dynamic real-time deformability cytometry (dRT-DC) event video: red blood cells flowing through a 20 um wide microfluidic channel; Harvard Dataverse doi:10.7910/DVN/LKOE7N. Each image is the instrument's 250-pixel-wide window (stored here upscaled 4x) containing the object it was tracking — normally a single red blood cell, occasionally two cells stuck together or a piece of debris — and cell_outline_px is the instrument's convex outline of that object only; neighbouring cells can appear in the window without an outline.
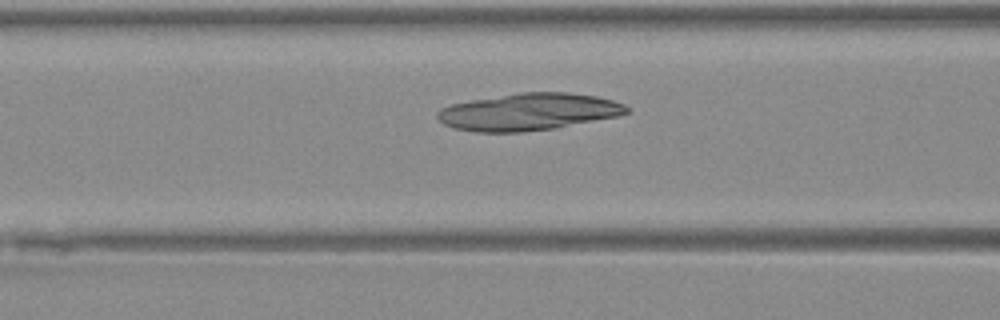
{"species": "Egyptian fruit bat (a non-hibernating species)", "species_latin": "Rousettus aegyptiacus", "temperature_condition": "warm", "stored_images_in_passage": 44, "camera_frame_rate_fps": 3000, "um_per_image_px": 0.085, "animal": {"sex": "female"}, "frame": {"image": 1, "passage_image": 16, "time_ms": 5.0, "image_size_px": [1000, 320], "cell_outline_px": [[628, 112], [616, 116], [552, 128], [520, 132], [476, 132], [452, 128], [444, 124], [436, 116], [436, 112], [440, 108], [452, 104], [472, 100], [520, 92], [568, 92], [596, 96], [612, 100], [624, 104], [628, 108]], "centroid_in_image_um": [44.87, 9.5], "position_along_channel_um": 121.7, "area_um2": 40.52}}
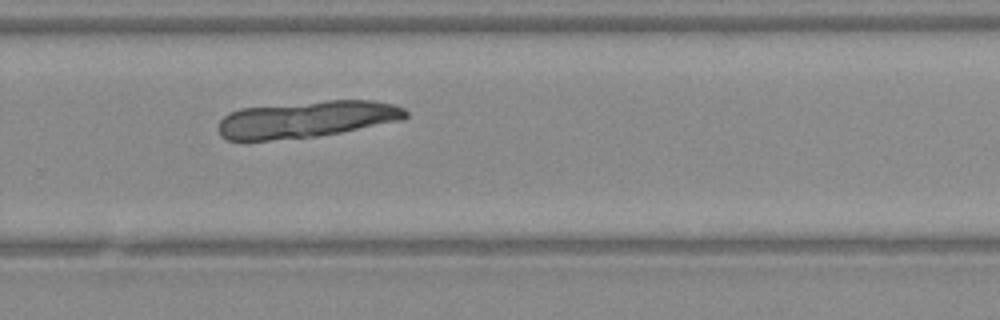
{"frame": {"image": 2, "passage_image": 29, "time_ms": 9.333, "image_size_px": [1000, 320], "cell_outline_px": [[408, 116], [404, 120], [320, 136], [268, 140], [228, 140], [220, 136], [216, 128], [220, 120], [224, 116], [240, 108], [324, 100], [372, 100], [396, 104], [404, 108], [408, 112]], "centroid_in_image_um": [26.09, 10.13], "position_along_channel_um": 303.7, "area_um2": 40.46}}
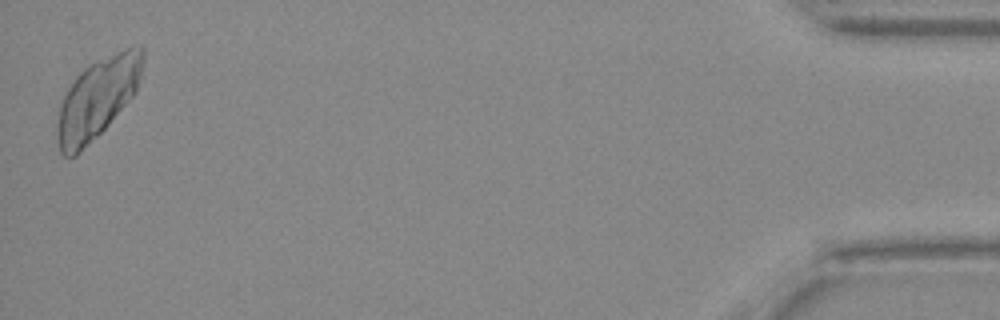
{"frame": {"image": 3, "passage_image": 44, "time_ms": 14.333, "image_size_px": [1000, 320], "cell_outline_px": [[144, 64], [136, 92], [108, 124], [76, 156], [64, 156], [60, 152], [56, 136], [56, 132], [60, 104], [68, 88], [76, 76], [84, 68], [132, 44], [140, 44], [144, 48]], "centroid_in_image_um": [8.3, 8.32], "position_along_channel_um": 426.9, "area_um2": 39.71}}